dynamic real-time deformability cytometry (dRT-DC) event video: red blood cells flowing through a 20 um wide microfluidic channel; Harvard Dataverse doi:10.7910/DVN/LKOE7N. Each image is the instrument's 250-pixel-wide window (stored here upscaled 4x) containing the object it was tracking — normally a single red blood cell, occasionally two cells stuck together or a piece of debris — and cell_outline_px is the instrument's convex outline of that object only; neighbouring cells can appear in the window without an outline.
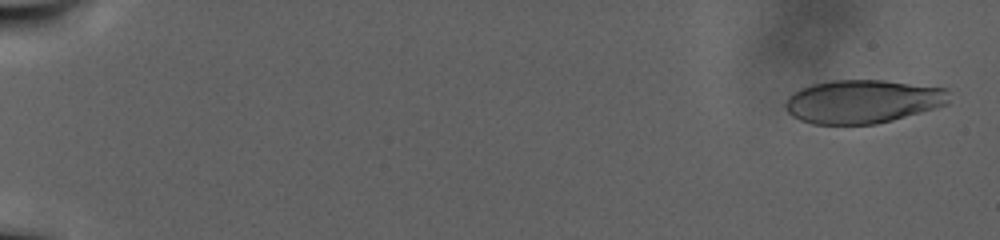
{"species": "human", "species_latin": "Homo sapiens", "temperature_condition": "warm", "stored_images_in_passage": 110, "camera_frame_rate_fps": 3000, "um_per_image_px": 0.085, "donor": {"sex": "male"}, "frame": {"image": 1, "passage_image": 4, "time_ms": 1.0, "image_size_px": [1000, 240], "cell_outline_px": [[948, 104], [892, 120], [876, 124], [812, 124], [800, 120], [792, 116], [788, 112], [784, 104], [788, 96], [792, 92], [800, 88], [812, 84], [832, 80], [884, 80], [944, 88], [948, 92]], "centroid_in_image_um": [73.27, 8.62], "position_along_channel_um": 11.7, "area_um2": 41.38}}
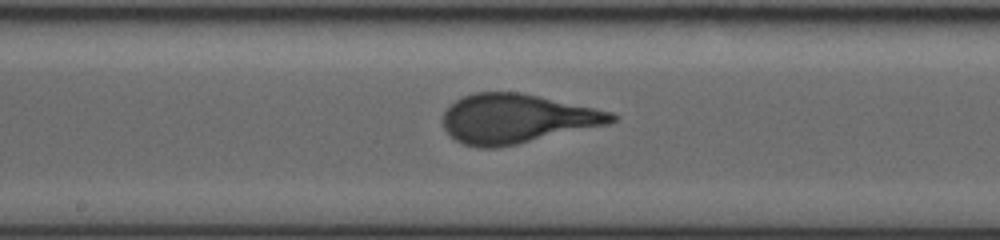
{"frame": {"image": 2, "passage_image": 63, "time_ms": 20.667, "image_size_px": [1000, 240], "cell_outline_px": [[620, 116], [616, 120], [608, 124], [516, 144], [496, 148], [476, 148], [464, 144], [456, 140], [444, 128], [444, 112], [456, 100], [464, 96], [476, 92], [520, 92], [612, 112]], "centroid_in_image_um": [43.92, 10.09], "position_along_channel_um": 204.3, "area_um2": 47.86}}
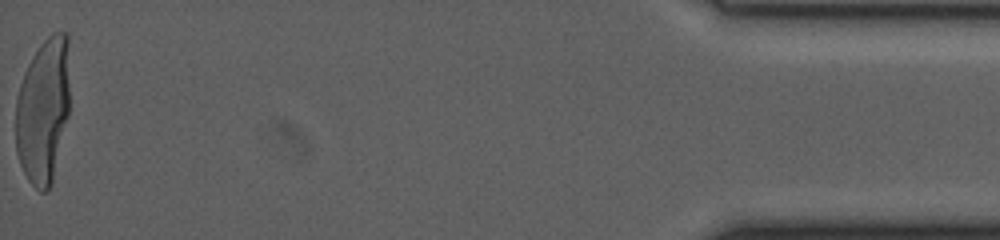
{"frame": {"image": 3, "passage_image": 110, "time_ms": 36.333, "image_size_px": [1000, 240], "cell_outline_px": [[68, 116], [52, 184], [48, 192], [40, 192], [28, 180], [20, 164], [16, 152], [16, 100], [20, 84], [24, 72], [32, 56], [40, 44], [52, 32], [68, 32]], "centroid_in_image_um": [3.67, 9.41], "position_along_channel_um": 431.5, "area_um2": 46.01}}